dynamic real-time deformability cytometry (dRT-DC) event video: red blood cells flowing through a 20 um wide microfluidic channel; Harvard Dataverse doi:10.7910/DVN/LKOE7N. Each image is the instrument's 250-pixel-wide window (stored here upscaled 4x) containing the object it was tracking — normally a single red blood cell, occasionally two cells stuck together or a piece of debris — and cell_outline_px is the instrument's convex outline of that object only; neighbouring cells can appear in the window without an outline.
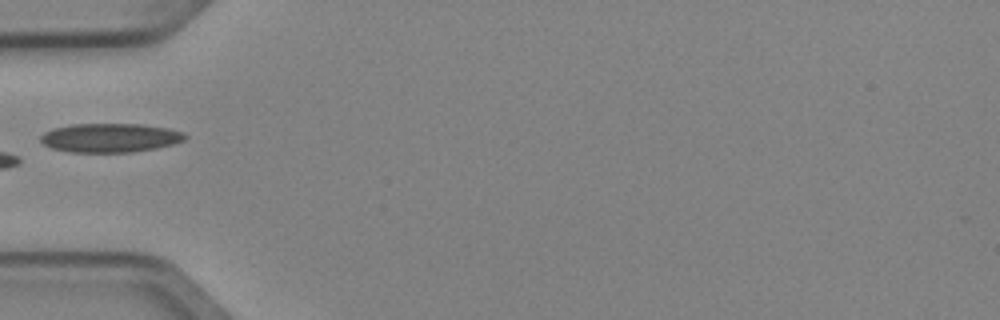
{"species": "Egyptian fruit bat (a non-hibernating species)", "species_latin": "Rousettus aegyptiacus", "temperature_condition": "cold", "stored_images_in_passage": 5, "camera_frame_rate_fps": 3000, "um_per_image_px": 0.085, "animal": {"sex": "female"}, "frame": {"image": 1, "passage_image": 4, "time_ms": 1.0, "image_size_px": [1000, 320], "cell_outline_px": [[188, 136], [184, 140], [172, 144], [156, 148], [132, 152], [68, 152], [52, 148], [44, 144], [40, 140], [40, 136], [44, 132], [52, 128], [72, 124], [144, 124], [168, 128], [184, 132]], "centroid_in_image_um": [9.36, 11.7], "position_along_channel_um": 75.6, "area_um2": 24.51}}
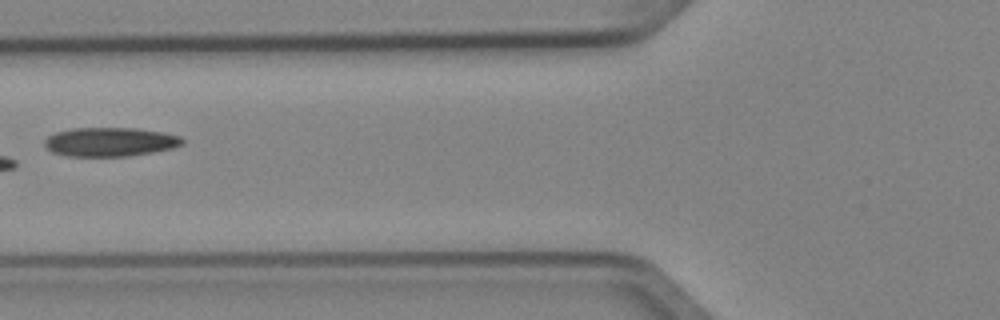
{"frame": {"image": 2, "passage_image": 5, "time_ms": 1.333, "image_size_px": [1000, 320], "cell_outline_px": [[184, 144], [172, 148], [152, 152], [128, 156], [68, 156], [52, 152], [44, 144], [44, 140], [48, 136], [56, 132], [72, 128], [136, 128], [160, 132], [180, 136], [184, 140]], "centroid_in_image_um": [9.35, 12.06], "position_along_channel_um": 116.5, "area_um2": 23.18}}